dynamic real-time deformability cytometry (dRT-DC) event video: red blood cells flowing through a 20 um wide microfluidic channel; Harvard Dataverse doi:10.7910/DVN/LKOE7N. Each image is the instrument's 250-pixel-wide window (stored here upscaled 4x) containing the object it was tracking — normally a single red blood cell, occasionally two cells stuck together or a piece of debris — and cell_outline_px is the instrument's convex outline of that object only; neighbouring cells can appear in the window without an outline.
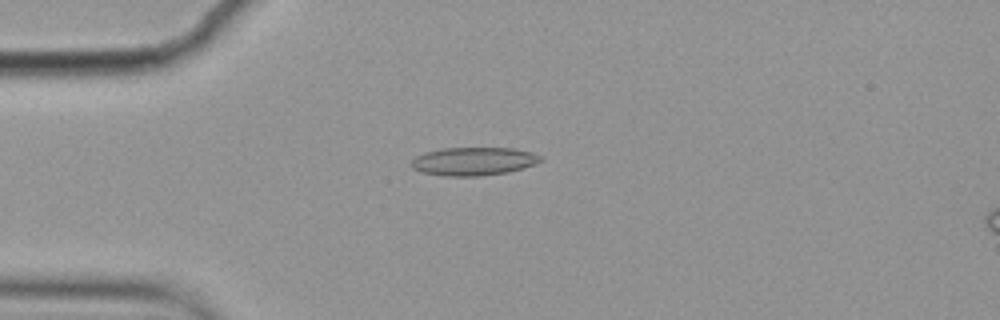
{"species": "common noctule bat (a hibernating species)", "species_latin": "Nyctalus noctula", "temperature_condition": "cold", "stored_images_in_passage": 5, "camera_frame_rate_fps": 3000, "um_per_image_px": 0.085, "animal": {"sex": "female", "body_mass_g": 19.9}, "frame": {"image": 1, "passage_image": 4, "time_ms": 1.0, "image_size_px": [1000, 320], "cell_outline_px": [[544, 160], [508, 172], [480, 176], [448, 176], [420, 172], [412, 168], [412, 160], [416, 156], [424, 152], [444, 148], [512, 148], [532, 152], [540, 156]], "centroid_in_image_um": [40.22, 13.71], "position_along_channel_um": 44.8, "area_um2": 21.1}}